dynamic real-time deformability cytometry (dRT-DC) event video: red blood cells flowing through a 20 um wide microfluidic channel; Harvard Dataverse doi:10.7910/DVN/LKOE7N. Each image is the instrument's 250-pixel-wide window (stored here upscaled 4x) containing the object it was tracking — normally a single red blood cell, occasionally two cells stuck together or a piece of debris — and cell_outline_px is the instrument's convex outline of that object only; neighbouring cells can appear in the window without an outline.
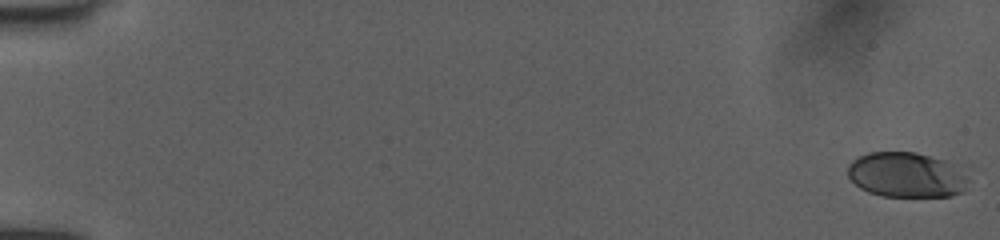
{"species": "human", "species_latin": "Homo sapiens", "temperature_condition": "room temperature", "stored_images_in_passage": 53, "camera_frame_rate_fps": 3000, "um_per_image_px": 0.085, "donor": {"sex": "female"}, "frame": {"image": 1, "passage_image": 1, "time_ms": 0.0, "image_size_px": [1000, 240], "cell_outline_px": [[972, 180], [964, 192], [952, 196], [880, 196], [868, 192], [860, 188], [848, 176], [848, 164], [852, 160], [868, 152], [916, 152], [964, 164]], "centroid_in_image_um": [77.21, 14.85], "position_along_channel_um": 7.8, "area_um2": 32.95}}
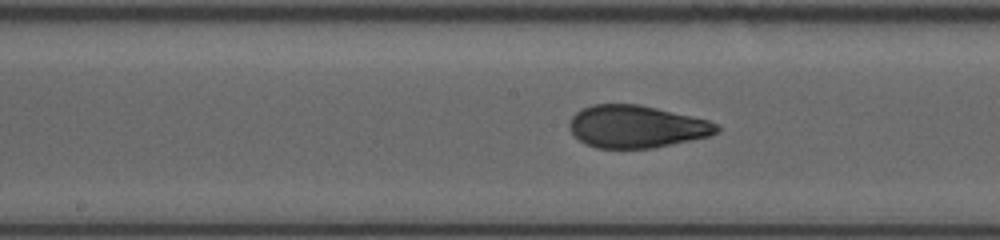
{"frame": {"image": 2, "passage_image": 29, "time_ms": 9.333, "image_size_px": [1000, 240], "cell_outline_px": [[720, 128], [716, 132], [708, 136], [652, 148], [596, 148], [584, 144], [572, 136], [568, 124], [572, 116], [576, 112], [592, 104], [636, 104], [656, 108], [708, 120], [716, 124]], "centroid_in_image_um": [54.02, 10.76], "position_along_channel_um": 194.2, "area_um2": 36.24}}
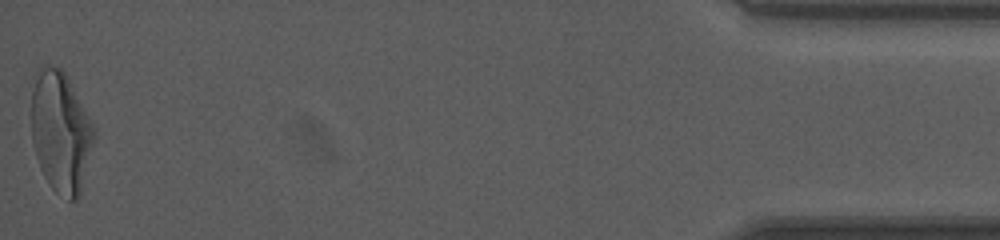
{"frame": {"image": 3, "passage_image": 53, "time_ms": 17.333, "image_size_px": [1000, 240], "cell_outline_px": [[96, 136], [80, 196], [76, 200], [68, 200], [56, 192], [48, 184], [40, 168], [36, 156], [32, 140], [32, 92], [40, 68], [44, 64], [60, 64], [92, 124], [96, 132]], "centroid_in_image_um": [5.17, 11.24], "position_along_channel_um": 430.0, "area_um2": 44.1}, "authors_computed_cell_mechanics": {"area_um2": 36.2984, "velocity_mm_per_s": 4.0152, "shape_relaxation_time_tau1_ms": 6.0589, "shape_relaxation_time_tau2_ms": 0.934, "deformation_change_tau1": 0.2221, "deformation_change_tau2": 0.0691}}